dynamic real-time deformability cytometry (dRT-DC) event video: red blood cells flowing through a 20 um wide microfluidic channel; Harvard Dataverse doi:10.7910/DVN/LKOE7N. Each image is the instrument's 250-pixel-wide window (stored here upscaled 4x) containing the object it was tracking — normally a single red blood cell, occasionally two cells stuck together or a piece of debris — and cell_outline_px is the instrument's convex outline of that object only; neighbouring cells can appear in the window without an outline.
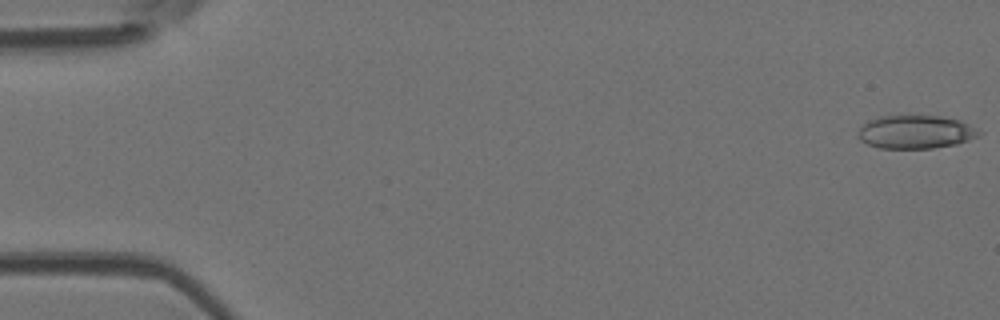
{"species": "Egyptian fruit bat (a non-hibernating species)", "species_latin": "Rousettus aegyptiacus", "temperature_condition": "room temperature", "stored_images_in_passage": 11, "camera_frame_rate_fps": 3000, "um_per_image_px": 0.085, "animal": {"sex": "female"}, "frame": {"image": 1, "passage_image": 1, "time_ms": 0.0, "image_size_px": [1000, 320], "cell_outline_px": [[984, 132], [980, 136], [956, 144], [932, 148], [880, 148], [868, 144], [860, 140], [860, 128], [868, 120], [880, 116], [940, 116], [960, 120]], "centroid_in_image_um": [77.88, 11.21], "position_along_channel_um": 7.1, "area_um2": 23.35}}